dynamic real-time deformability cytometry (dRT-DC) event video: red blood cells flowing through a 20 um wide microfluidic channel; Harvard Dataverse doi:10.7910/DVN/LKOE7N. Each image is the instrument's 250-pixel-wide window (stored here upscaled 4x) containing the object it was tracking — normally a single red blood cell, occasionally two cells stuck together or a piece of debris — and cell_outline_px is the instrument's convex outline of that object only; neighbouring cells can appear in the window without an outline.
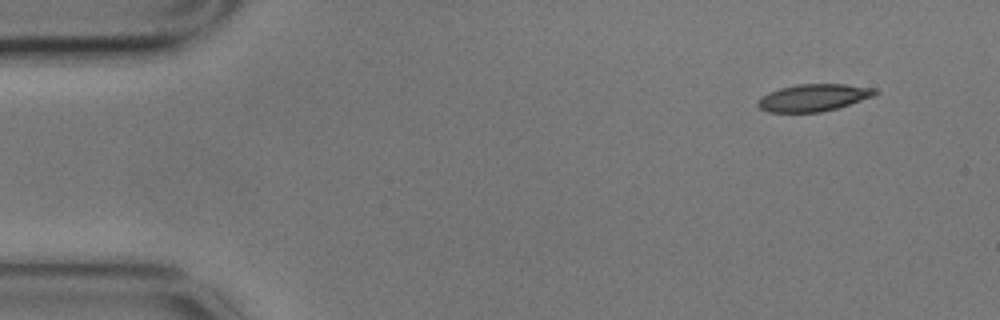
{"species": "common noctule bat (a hibernating species)", "species_latin": "Nyctalus noctula", "temperature_condition": "cold", "stored_images_in_passage": 3, "camera_frame_rate_fps": 3000, "um_per_image_px": 0.085, "animal": {"sex": "male", "body_mass_g": 17.9}, "frame": {"image": 1, "passage_image": 1, "time_ms": 0.0, "image_size_px": [1000, 320], "cell_outline_px": [[880, 92], [872, 96], [836, 108], [820, 112], [768, 112], [760, 108], [756, 104], [760, 96], [768, 92], [780, 88], [796, 84], [844, 84], [876, 88]], "centroid_in_image_um": [69.11, 8.29], "position_along_channel_um": 15.9, "area_um2": 18.5}}
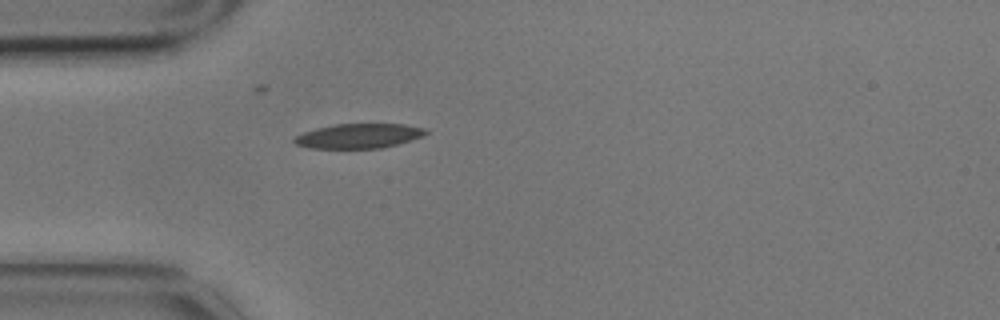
{"frame": {"image": 2, "passage_image": 3, "time_ms": 0.667, "image_size_px": [1000, 320], "cell_outline_px": [[428, 132], [424, 136], [412, 140], [380, 148], [308, 148], [296, 144], [292, 140], [296, 136], [304, 132], [316, 128], [336, 124], [404, 124], [424, 128]], "centroid_in_image_um": [30.5, 11.55], "position_along_channel_um": 54.5, "area_um2": 18.79}}